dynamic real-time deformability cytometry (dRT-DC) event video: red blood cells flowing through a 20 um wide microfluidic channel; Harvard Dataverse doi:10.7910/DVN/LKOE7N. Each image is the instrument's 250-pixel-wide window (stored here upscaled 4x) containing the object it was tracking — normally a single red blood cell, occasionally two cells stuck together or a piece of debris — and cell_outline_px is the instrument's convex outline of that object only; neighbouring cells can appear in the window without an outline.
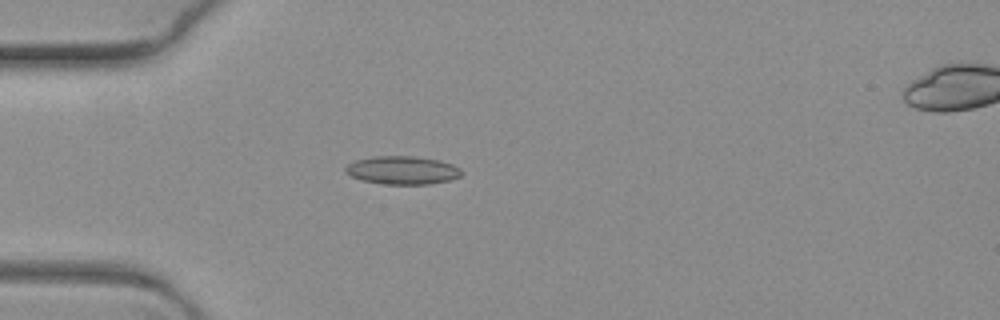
{"species": "common noctule bat (a hibernating species)", "species_latin": "Nyctalus noctula", "temperature_condition": "warm", "stored_images_in_passage": 6, "camera_frame_rate_fps": 3000, "um_per_image_px": 0.085, "animal": {"sex": "female", "body_mass_g": 19.3, "forearm_length_mm": 54.1}, "frame": {"image": 1, "passage_image": 4, "time_ms": 1.0, "image_size_px": [1000, 320], "cell_outline_px": [[464, 172], [460, 176], [448, 180], [428, 184], [384, 184], [360, 180], [344, 172], [344, 168], [348, 164], [356, 160], [372, 156], [412, 156], [440, 160], [452, 164], [460, 168]], "centroid_in_image_um": [34.19, 14.46], "position_along_channel_um": 50.8, "area_um2": 19.13}}
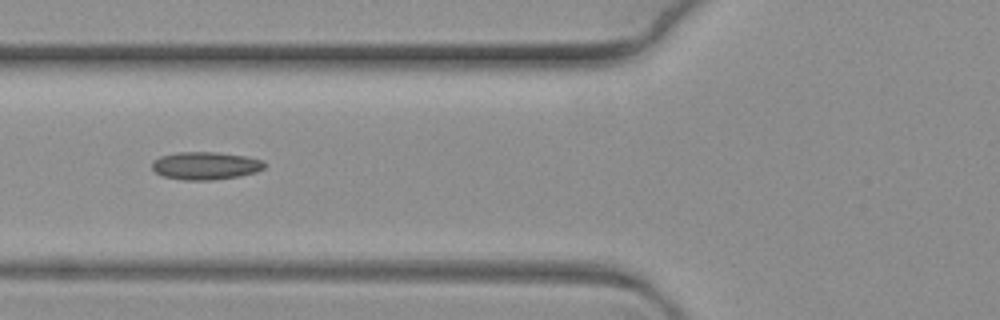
{"frame": {"image": 2, "passage_image": 6, "time_ms": 1.667, "image_size_px": [1000, 320], "cell_outline_px": [[268, 164], [264, 168], [256, 172], [240, 176], [212, 180], [184, 180], [164, 176], [156, 172], [152, 168], [152, 160], [160, 156], [176, 152], [216, 152], [244, 156], [264, 160]], "centroid_in_image_um": [17.49, 14.08], "position_along_channel_um": 108.3, "area_um2": 18.32}}